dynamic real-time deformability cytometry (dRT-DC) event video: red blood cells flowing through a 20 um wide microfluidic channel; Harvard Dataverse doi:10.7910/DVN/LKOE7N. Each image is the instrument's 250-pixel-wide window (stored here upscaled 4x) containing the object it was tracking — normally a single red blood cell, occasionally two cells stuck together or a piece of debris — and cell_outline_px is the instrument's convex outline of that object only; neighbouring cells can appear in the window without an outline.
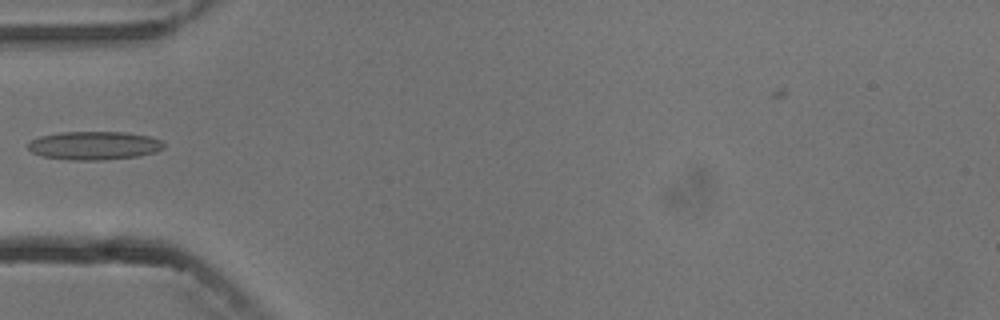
{"species": "common noctule bat (a hibernating species)", "species_latin": "Nyctalus noctula", "temperature_condition": "cold", "stored_images_in_passage": 5, "camera_frame_rate_fps": 3000, "um_per_image_px": 0.085, "animal": {"sex": "male", "body_mass_g": 13.3}, "frame": {"image": 1, "passage_image": 5, "time_ms": 5.333, "image_size_px": [1000, 320], "cell_outline_px": [[164, 148], [156, 152], [136, 156], [104, 160], [68, 160], [44, 156], [32, 152], [28, 148], [28, 144], [32, 140], [40, 136], [60, 132], [124, 132], [148, 136], [160, 140], [164, 144]], "centroid_in_image_um": [8.01, 12.37], "position_along_channel_um": 77.0, "area_um2": 22.37}}